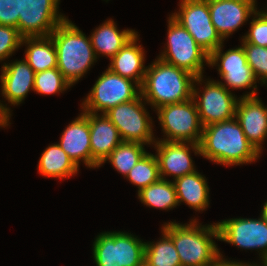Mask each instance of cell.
Wrapping results in <instances>:
<instances>
[{
  "instance_id": "cell-10",
  "label": "cell",
  "mask_w": 267,
  "mask_h": 266,
  "mask_svg": "<svg viewBox=\"0 0 267 266\" xmlns=\"http://www.w3.org/2000/svg\"><path fill=\"white\" fill-rule=\"evenodd\" d=\"M141 94L134 100L121 103L105 115L117 127L122 141L153 145L157 140L153 133V121Z\"/></svg>"
},
{
  "instance_id": "cell-21",
  "label": "cell",
  "mask_w": 267,
  "mask_h": 266,
  "mask_svg": "<svg viewBox=\"0 0 267 266\" xmlns=\"http://www.w3.org/2000/svg\"><path fill=\"white\" fill-rule=\"evenodd\" d=\"M139 36L136 34L110 59L108 68L141 87L147 67L144 65L145 51L142 45L137 43Z\"/></svg>"
},
{
  "instance_id": "cell-34",
  "label": "cell",
  "mask_w": 267,
  "mask_h": 266,
  "mask_svg": "<svg viewBox=\"0 0 267 266\" xmlns=\"http://www.w3.org/2000/svg\"><path fill=\"white\" fill-rule=\"evenodd\" d=\"M21 0H0V25L18 29Z\"/></svg>"
},
{
  "instance_id": "cell-15",
  "label": "cell",
  "mask_w": 267,
  "mask_h": 266,
  "mask_svg": "<svg viewBox=\"0 0 267 266\" xmlns=\"http://www.w3.org/2000/svg\"><path fill=\"white\" fill-rule=\"evenodd\" d=\"M161 179L172 176L173 181L197 169L191 157V151L201 156L200 145L190 142H168L157 140L154 144ZM190 146V147H189Z\"/></svg>"
},
{
  "instance_id": "cell-26",
  "label": "cell",
  "mask_w": 267,
  "mask_h": 266,
  "mask_svg": "<svg viewBox=\"0 0 267 266\" xmlns=\"http://www.w3.org/2000/svg\"><path fill=\"white\" fill-rule=\"evenodd\" d=\"M138 199L150 208L170 210L178 206L176 190L173 181L160 179L158 182L142 188Z\"/></svg>"
},
{
  "instance_id": "cell-3",
  "label": "cell",
  "mask_w": 267,
  "mask_h": 266,
  "mask_svg": "<svg viewBox=\"0 0 267 266\" xmlns=\"http://www.w3.org/2000/svg\"><path fill=\"white\" fill-rule=\"evenodd\" d=\"M196 76L157 57L147 66L141 85V96L153 109L181 103L192 98Z\"/></svg>"
},
{
  "instance_id": "cell-9",
  "label": "cell",
  "mask_w": 267,
  "mask_h": 266,
  "mask_svg": "<svg viewBox=\"0 0 267 266\" xmlns=\"http://www.w3.org/2000/svg\"><path fill=\"white\" fill-rule=\"evenodd\" d=\"M203 78L204 76L195 78L192 94L202 126L234 118L239 98L224 87L219 80H203ZM202 83L205 85L202 87L203 91L197 87Z\"/></svg>"
},
{
  "instance_id": "cell-29",
  "label": "cell",
  "mask_w": 267,
  "mask_h": 266,
  "mask_svg": "<svg viewBox=\"0 0 267 266\" xmlns=\"http://www.w3.org/2000/svg\"><path fill=\"white\" fill-rule=\"evenodd\" d=\"M126 179L138 188L137 192L158 182L161 177L156 156L147 152L129 171Z\"/></svg>"
},
{
  "instance_id": "cell-28",
  "label": "cell",
  "mask_w": 267,
  "mask_h": 266,
  "mask_svg": "<svg viewBox=\"0 0 267 266\" xmlns=\"http://www.w3.org/2000/svg\"><path fill=\"white\" fill-rule=\"evenodd\" d=\"M144 147L145 144L139 142L122 141L102 164L108 161L113 169L126 178L129 171L147 153Z\"/></svg>"
},
{
  "instance_id": "cell-1",
  "label": "cell",
  "mask_w": 267,
  "mask_h": 266,
  "mask_svg": "<svg viewBox=\"0 0 267 266\" xmlns=\"http://www.w3.org/2000/svg\"><path fill=\"white\" fill-rule=\"evenodd\" d=\"M199 145L203 158L223 166L248 165L260 158L236 117L203 127Z\"/></svg>"
},
{
  "instance_id": "cell-16",
  "label": "cell",
  "mask_w": 267,
  "mask_h": 266,
  "mask_svg": "<svg viewBox=\"0 0 267 266\" xmlns=\"http://www.w3.org/2000/svg\"><path fill=\"white\" fill-rule=\"evenodd\" d=\"M256 0H208L211 21L223 40L242 27L257 10Z\"/></svg>"
},
{
  "instance_id": "cell-25",
  "label": "cell",
  "mask_w": 267,
  "mask_h": 266,
  "mask_svg": "<svg viewBox=\"0 0 267 266\" xmlns=\"http://www.w3.org/2000/svg\"><path fill=\"white\" fill-rule=\"evenodd\" d=\"M25 60L35 73L57 67V52L51 36L25 37Z\"/></svg>"
},
{
  "instance_id": "cell-22",
  "label": "cell",
  "mask_w": 267,
  "mask_h": 266,
  "mask_svg": "<svg viewBox=\"0 0 267 266\" xmlns=\"http://www.w3.org/2000/svg\"><path fill=\"white\" fill-rule=\"evenodd\" d=\"M137 33L133 29L121 31L113 19H107L95 28L90 35V40L96 57L102 55V57L105 56L110 60Z\"/></svg>"
},
{
  "instance_id": "cell-37",
  "label": "cell",
  "mask_w": 267,
  "mask_h": 266,
  "mask_svg": "<svg viewBox=\"0 0 267 266\" xmlns=\"http://www.w3.org/2000/svg\"><path fill=\"white\" fill-rule=\"evenodd\" d=\"M260 216L267 223V201L263 204Z\"/></svg>"
},
{
  "instance_id": "cell-8",
  "label": "cell",
  "mask_w": 267,
  "mask_h": 266,
  "mask_svg": "<svg viewBox=\"0 0 267 266\" xmlns=\"http://www.w3.org/2000/svg\"><path fill=\"white\" fill-rule=\"evenodd\" d=\"M153 111H156L164 133L163 139L156 140L200 144L203 126L193 98L181 103L166 104Z\"/></svg>"
},
{
  "instance_id": "cell-5",
  "label": "cell",
  "mask_w": 267,
  "mask_h": 266,
  "mask_svg": "<svg viewBox=\"0 0 267 266\" xmlns=\"http://www.w3.org/2000/svg\"><path fill=\"white\" fill-rule=\"evenodd\" d=\"M92 252L96 266H142L145 242L125 231H107L97 235Z\"/></svg>"
},
{
  "instance_id": "cell-11",
  "label": "cell",
  "mask_w": 267,
  "mask_h": 266,
  "mask_svg": "<svg viewBox=\"0 0 267 266\" xmlns=\"http://www.w3.org/2000/svg\"><path fill=\"white\" fill-rule=\"evenodd\" d=\"M178 6L179 10L170 16L191 34L204 51L210 55L224 44L211 21L208 0H180Z\"/></svg>"
},
{
  "instance_id": "cell-35",
  "label": "cell",
  "mask_w": 267,
  "mask_h": 266,
  "mask_svg": "<svg viewBox=\"0 0 267 266\" xmlns=\"http://www.w3.org/2000/svg\"><path fill=\"white\" fill-rule=\"evenodd\" d=\"M223 254L220 252V257L216 260L214 266H261L257 263H249V262H241L236 260H228L227 258H223Z\"/></svg>"
},
{
  "instance_id": "cell-4",
  "label": "cell",
  "mask_w": 267,
  "mask_h": 266,
  "mask_svg": "<svg viewBox=\"0 0 267 266\" xmlns=\"http://www.w3.org/2000/svg\"><path fill=\"white\" fill-rule=\"evenodd\" d=\"M57 52V68L73 86L97 62L90 36L68 18L50 34Z\"/></svg>"
},
{
  "instance_id": "cell-13",
  "label": "cell",
  "mask_w": 267,
  "mask_h": 266,
  "mask_svg": "<svg viewBox=\"0 0 267 266\" xmlns=\"http://www.w3.org/2000/svg\"><path fill=\"white\" fill-rule=\"evenodd\" d=\"M219 241L244 250H257L261 266H267V223L258 219L232 218L217 222Z\"/></svg>"
},
{
  "instance_id": "cell-36",
  "label": "cell",
  "mask_w": 267,
  "mask_h": 266,
  "mask_svg": "<svg viewBox=\"0 0 267 266\" xmlns=\"http://www.w3.org/2000/svg\"><path fill=\"white\" fill-rule=\"evenodd\" d=\"M11 108L7 107L6 104H3L0 100V128L7 127L10 123L11 118Z\"/></svg>"
},
{
  "instance_id": "cell-17",
  "label": "cell",
  "mask_w": 267,
  "mask_h": 266,
  "mask_svg": "<svg viewBox=\"0 0 267 266\" xmlns=\"http://www.w3.org/2000/svg\"><path fill=\"white\" fill-rule=\"evenodd\" d=\"M235 117L249 143L261 155L267 139V106L258 96H241L236 104Z\"/></svg>"
},
{
  "instance_id": "cell-7",
  "label": "cell",
  "mask_w": 267,
  "mask_h": 266,
  "mask_svg": "<svg viewBox=\"0 0 267 266\" xmlns=\"http://www.w3.org/2000/svg\"><path fill=\"white\" fill-rule=\"evenodd\" d=\"M140 86L107 68L81 103L82 112L105 114L111 108L136 99Z\"/></svg>"
},
{
  "instance_id": "cell-24",
  "label": "cell",
  "mask_w": 267,
  "mask_h": 266,
  "mask_svg": "<svg viewBox=\"0 0 267 266\" xmlns=\"http://www.w3.org/2000/svg\"><path fill=\"white\" fill-rule=\"evenodd\" d=\"M39 174L49 178H70L79 172V167L59 146L58 143L51 144L41 153L37 165Z\"/></svg>"
},
{
  "instance_id": "cell-30",
  "label": "cell",
  "mask_w": 267,
  "mask_h": 266,
  "mask_svg": "<svg viewBox=\"0 0 267 266\" xmlns=\"http://www.w3.org/2000/svg\"><path fill=\"white\" fill-rule=\"evenodd\" d=\"M72 85L63 77L59 69L51 68L35 74L34 92L42 95L64 93Z\"/></svg>"
},
{
  "instance_id": "cell-12",
  "label": "cell",
  "mask_w": 267,
  "mask_h": 266,
  "mask_svg": "<svg viewBox=\"0 0 267 266\" xmlns=\"http://www.w3.org/2000/svg\"><path fill=\"white\" fill-rule=\"evenodd\" d=\"M223 44L209 55V66H216L220 78L219 81L229 91L238 89H254L242 95V97L257 96V80L247 63V57L242 45L223 52ZM228 86V87H227Z\"/></svg>"
},
{
  "instance_id": "cell-18",
  "label": "cell",
  "mask_w": 267,
  "mask_h": 266,
  "mask_svg": "<svg viewBox=\"0 0 267 266\" xmlns=\"http://www.w3.org/2000/svg\"><path fill=\"white\" fill-rule=\"evenodd\" d=\"M1 95L10 106L20 105L30 90L34 91L35 72L25 59L1 65Z\"/></svg>"
},
{
  "instance_id": "cell-6",
  "label": "cell",
  "mask_w": 267,
  "mask_h": 266,
  "mask_svg": "<svg viewBox=\"0 0 267 266\" xmlns=\"http://www.w3.org/2000/svg\"><path fill=\"white\" fill-rule=\"evenodd\" d=\"M167 23V44L157 57L168 64L192 73L196 77L204 76V64L206 62L209 65V54L170 15Z\"/></svg>"
},
{
  "instance_id": "cell-20",
  "label": "cell",
  "mask_w": 267,
  "mask_h": 266,
  "mask_svg": "<svg viewBox=\"0 0 267 266\" xmlns=\"http://www.w3.org/2000/svg\"><path fill=\"white\" fill-rule=\"evenodd\" d=\"M58 144L78 167L82 161L92 168L89 120L83 113L65 127Z\"/></svg>"
},
{
  "instance_id": "cell-2",
  "label": "cell",
  "mask_w": 267,
  "mask_h": 266,
  "mask_svg": "<svg viewBox=\"0 0 267 266\" xmlns=\"http://www.w3.org/2000/svg\"><path fill=\"white\" fill-rule=\"evenodd\" d=\"M190 220L189 224L170 221L161 229L172 239L181 266H214L220 257V249L213 240H219L217 224L201 225L197 218Z\"/></svg>"
},
{
  "instance_id": "cell-33",
  "label": "cell",
  "mask_w": 267,
  "mask_h": 266,
  "mask_svg": "<svg viewBox=\"0 0 267 266\" xmlns=\"http://www.w3.org/2000/svg\"><path fill=\"white\" fill-rule=\"evenodd\" d=\"M22 39L17 28L0 25V62L8 59L22 46Z\"/></svg>"
},
{
  "instance_id": "cell-32",
  "label": "cell",
  "mask_w": 267,
  "mask_h": 266,
  "mask_svg": "<svg viewBox=\"0 0 267 266\" xmlns=\"http://www.w3.org/2000/svg\"><path fill=\"white\" fill-rule=\"evenodd\" d=\"M250 29L244 34L241 43H249L267 47V9L256 10L252 14Z\"/></svg>"
},
{
  "instance_id": "cell-14",
  "label": "cell",
  "mask_w": 267,
  "mask_h": 266,
  "mask_svg": "<svg viewBox=\"0 0 267 266\" xmlns=\"http://www.w3.org/2000/svg\"><path fill=\"white\" fill-rule=\"evenodd\" d=\"M59 2L60 0H21L18 21L20 35L23 38L50 36L67 19L59 13Z\"/></svg>"
},
{
  "instance_id": "cell-19",
  "label": "cell",
  "mask_w": 267,
  "mask_h": 266,
  "mask_svg": "<svg viewBox=\"0 0 267 266\" xmlns=\"http://www.w3.org/2000/svg\"><path fill=\"white\" fill-rule=\"evenodd\" d=\"M82 113L89 120L92 168H99L122 139L117 127L105 114Z\"/></svg>"
},
{
  "instance_id": "cell-23",
  "label": "cell",
  "mask_w": 267,
  "mask_h": 266,
  "mask_svg": "<svg viewBox=\"0 0 267 266\" xmlns=\"http://www.w3.org/2000/svg\"><path fill=\"white\" fill-rule=\"evenodd\" d=\"M173 183L178 205L183 202L196 212H202L209 207L210 189L204 175L195 171L175 179Z\"/></svg>"
},
{
  "instance_id": "cell-31",
  "label": "cell",
  "mask_w": 267,
  "mask_h": 266,
  "mask_svg": "<svg viewBox=\"0 0 267 266\" xmlns=\"http://www.w3.org/2000/svg\"><path fill=\"white\" fill-rule=\"evenodd\" d=\"M241 45L257 82L260 81L261 85L267 86V47L249 43H241Z\"/></svg>"
},
{
  "instance_id": "cell-27",
  "label": "cell",
  "mask_w": 267,
  "mask_h": 266,
  "mask_svg": "<svg viewBox=\"0 0 267 266\" xmlns=\"http://www.w3.org/2000/svg\"><path fill=\"white\" fill-rule=\"evenodd\" d=\"M158 241L145 242L144 263L148 266H181L178 252L172 239L161 229Z\"/></svg>"
}]
</instances>
